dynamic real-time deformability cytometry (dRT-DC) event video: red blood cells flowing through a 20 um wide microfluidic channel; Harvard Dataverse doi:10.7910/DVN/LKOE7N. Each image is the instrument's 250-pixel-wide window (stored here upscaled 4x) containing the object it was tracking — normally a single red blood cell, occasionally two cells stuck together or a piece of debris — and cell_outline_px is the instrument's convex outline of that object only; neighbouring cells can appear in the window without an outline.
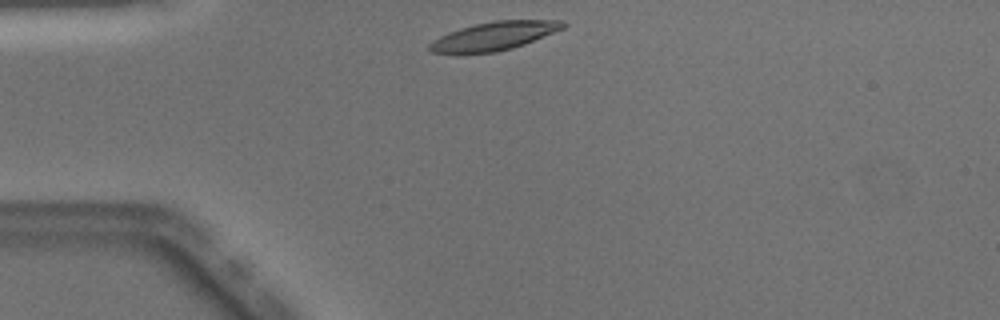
{"species": "Egyptian fruit bat (a non-hibernating species)", "species_latin": "Rousettus aegyptiacus", "temperature_condition": "warm", "stored_images_in_passage": 38, "camera_frame_rate_fps": 3000, "um_per_image_px": 0.085, "animal": {"sex": "male"}, "frame": {"image": 1, "passage_image": 1, "time_ms": 0.0, "image_size_px": [1000, 320], "cell_outline_px": [[568, 24], [564, 28], [524, 44], [512, 48], [496, 52], [432, 52], [428, 48], [428, 44], [432, 40], [448, 32], [460, 28], [492, 20], [564, 20]], "centroid_in_image_um": [42.03, 3.03], "position_along_channel_um": 43.0, "area_um2": 21.85}}
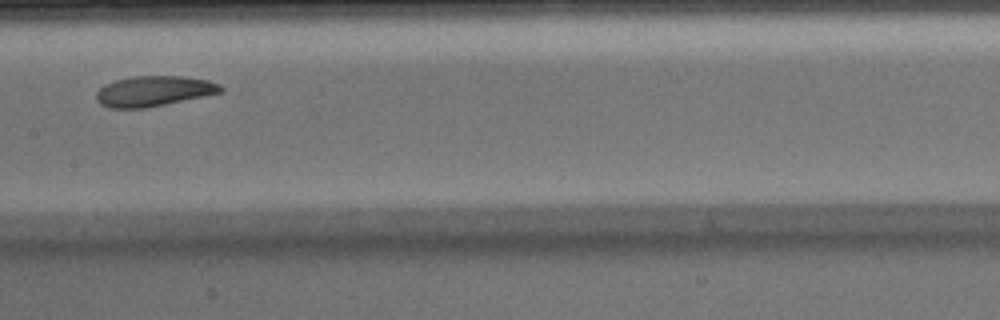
{"frame": {"image": 2, "passage_image": 14, "time_ms": 4.333, "image_size_px": [1000, 320], "cell_outline_px": [[224, 92], [144, 108], [108, 108], [100, 104], [96, 100], [96, 92], [100, 88], [116, 80], [136, 76], [184, 76], [208, 80], [220, 84], [224, 88]], "centroid_in_image_um": [13.09, 7.74], "position_along_channel_um": 194.3, "area_um2": 21.91}}
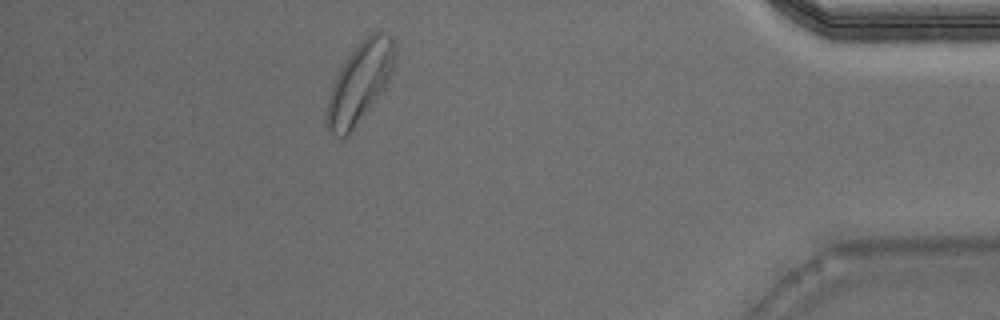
{"frame": {"image": 3, "passage_image": 33, "time_ms": 10.667, "image_size_px": [1000, 320], "cell_outline_px": [[396, 56], [392, 72], [380, 96], [348, 136], [340, 136], [328, 132], [328, 96], [332, 84], [340, 68], [348, 56], [372, 32], [380, 32], [392, 36], [396, 48]], "centroid_in_image_um": [30.62, 7.02], "position_along_channel_um": 404.6, "area_um2": 31.21}, "authors_computed_cell_mechanics": {"area_um2": 22.7443, "velocity_mm_per_s": 4.0293, "shape_relaxation_time_tau1_ms": 3.9003, "shape_relaxation_time_tau2_ms": 6.884, "deformation_change_tau1": 0.135, "deformation_change_tau2": 0.1649}}